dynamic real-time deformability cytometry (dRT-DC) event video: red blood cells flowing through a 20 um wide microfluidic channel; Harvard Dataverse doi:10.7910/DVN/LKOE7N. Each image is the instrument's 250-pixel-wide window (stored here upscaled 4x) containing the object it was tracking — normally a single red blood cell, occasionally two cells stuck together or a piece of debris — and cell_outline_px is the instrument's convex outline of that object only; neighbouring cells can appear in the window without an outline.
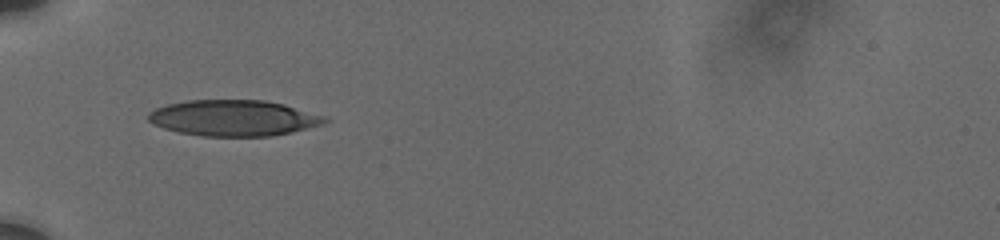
{"species": "human", "species_latin": "Homo sapiens", "temperature_condition": "cold", "stored_images_in_passage": 10, "camera_frame_rate_fps": 3000, "um_per_image_px": 0.085, "donor": {"sex": "male"}, "frame": {"image": 1, "passage_image": 1, "time_ms": 0.0, "image_size_px": [1000, 240], "cell_outline_px": [[328, 120], [324, 124], [288, 132], [268, 136], [204, 136], [180, 132], [164, 128], [152, 124], [148, 120], [148, 112], [156, 108], [168, 104], [188, 100], [264, 100], [284, 104], [328, 116]], "centroid_in_image_um": [19.86, 10.02], "position_along_channel_um": 65.1, "area_um2": 36.88}}
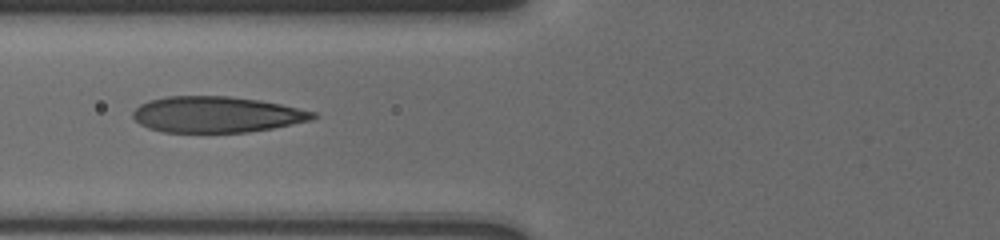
{"frame": {"image": 2, "passage_image": 9, "time_ms": 1.333, "image_size_px": [1000, 240], "cell_outline_px": [[320, 116], [312, 120], [272, 128], [248, 132], [164, 132], [148, 128], [140, 124], [132, 116], [132, 112], [140, 104], [148, 100], [168, 96], [228, 96], [260, 100], [280, 104], [316, 112]], "centroid_in_image_um": [18.41, 9.73], "position_along_channel_um": 107.4, "area_um2": 37.86}}